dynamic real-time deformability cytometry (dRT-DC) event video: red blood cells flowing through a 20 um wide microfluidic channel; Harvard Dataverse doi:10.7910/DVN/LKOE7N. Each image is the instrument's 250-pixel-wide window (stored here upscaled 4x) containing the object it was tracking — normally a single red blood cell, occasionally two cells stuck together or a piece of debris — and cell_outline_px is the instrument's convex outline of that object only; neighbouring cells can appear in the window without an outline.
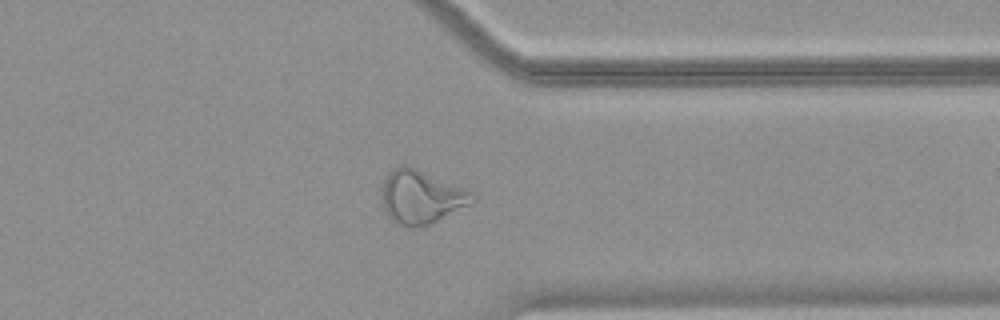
{"species": "common noctule bat (a hibernating species)", "species_latin": "Nyctalus noctula", "temperature_condition": "warm", "stored_images_in_passage": 50, "camera_frame_rate_fps": 3000, "um_per_image_px": 0.085, "animal": {"sex": "female", "body_mass_g": 18.4}, "frame": {"image": 1, "passage_image": 40, "time_ms": 13.0, "image_size_px": [1000, 320], "cell_outline_px": [[476, 200], [420, 228], [404, 228], [396, 224], [388, 216], [384, 208], [384, 180], [388, 172], [392, 168], [400, 164], [408, 164], [468, 188], [476, 196]], "centroid_in_image_um": [35.81, 16.71], "position_along_channel_um": 375.6, "area_um2": 28.38}}
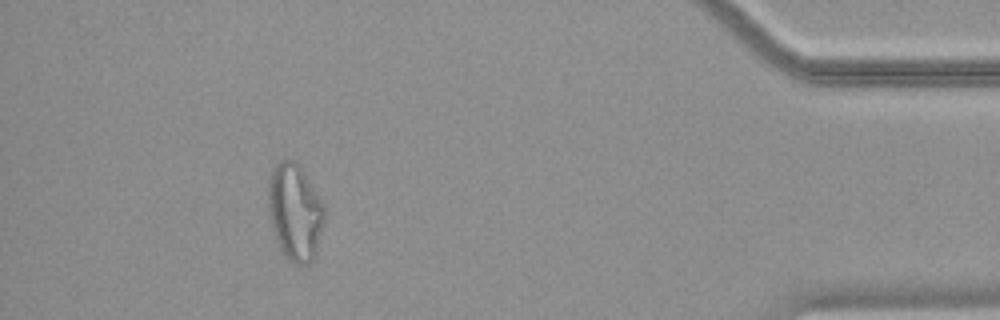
{"frame": {"image": 2, "passage_image": 46, "time_ms": 15.0, "image_size_px": [1000, 320], "cell_outline_px": [[328, 212], [316, 252], [312, 264], [296, 264], [288, 260], [280, 248], [276, 240], [272, 228], [268, 208], [268, 180], [272, 168], [280, 160], [296, 160], [304, 172], [324, 204]], "centroid_in_image_um": [25.09, 18.03], "position_along_channel_um": 410.1, "area_um2": 32.25}}